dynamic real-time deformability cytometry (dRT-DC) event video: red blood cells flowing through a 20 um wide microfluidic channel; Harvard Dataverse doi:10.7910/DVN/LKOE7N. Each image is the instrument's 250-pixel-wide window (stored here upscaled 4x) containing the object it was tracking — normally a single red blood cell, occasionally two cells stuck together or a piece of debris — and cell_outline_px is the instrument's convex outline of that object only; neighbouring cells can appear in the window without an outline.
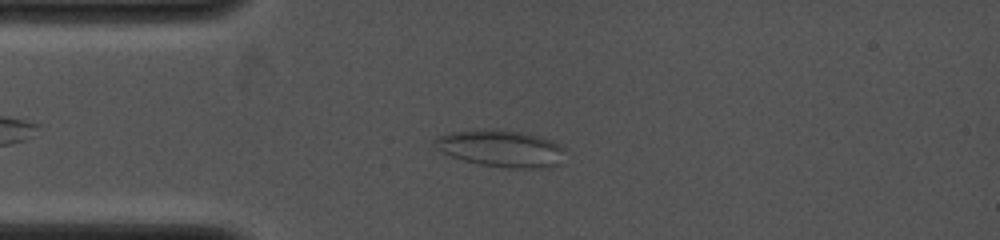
{"species": "common noctule bat (a hibernating species)", "species_latin": "Nyctalus noctula", "temperature_condition": "cold", "stored_images_in_passage": 23, "camera_frame_rate_fps": 4000, "um_per_image_px": 0.085, "animal": {"sex": "female", "body_mass_g": 19.0, "forearm_length_mm": 53.3}, "frame": {"image": 1, "passage_image": 3, "time_ms": 0.75, "image_size_px": [1000, 240], "cell_outline_px": [[564, 148], [560, 164], [548, 168], [504, 168], [480, 164], [464, 160], [452, 156], [436, 148], [432, 144], [432, 140], [436, 136], [448, 132], [492, 128], [496, 128], [520, 132], [540, 136], [552, 140], [560, 144]], "centroid_in_image_um": [42.57, 12.61], "position_along_channel_um": 42.4, "area_um2": 28.38}}
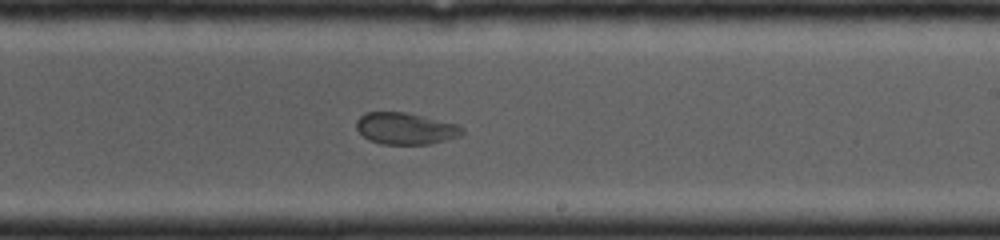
{"frame": {"image": 2, "passage_image": 13, "time_ms": 6.0, "image_size_px": [1000, 240], "cell_outline_px": [[464, 132], [460, 136], [428, 144], [380, 144], [368, 140], [356, 128], [356, 120], [364, 112], [404, 112], [460, 124], [464, 128]], "centroid_in_image_um": [34.47, 10.92], "position_along_channel_um": 254.5, "area_um2": 19.65}}
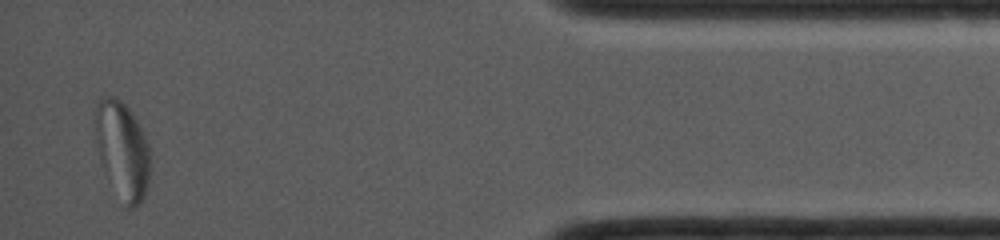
{"frame": {"image": 3, "passage_image": 23, "time_ms": 11.0, "image_size_px": [1000, 240], "cell_outline_px": [[152, 156], [148, 184], [144, 196], [140, 204], [136, 208], [124, 208], [104, 168], [100, 156], [92, 128], [96, 108], [100, 100], [108, 96], [116, 96], [128, 108], [136, 120], [148, 144]], "centroid_in_image_um": [10.41, 12.79], "position_along_channel_um": 424.8, "area_um2": 31.39}}